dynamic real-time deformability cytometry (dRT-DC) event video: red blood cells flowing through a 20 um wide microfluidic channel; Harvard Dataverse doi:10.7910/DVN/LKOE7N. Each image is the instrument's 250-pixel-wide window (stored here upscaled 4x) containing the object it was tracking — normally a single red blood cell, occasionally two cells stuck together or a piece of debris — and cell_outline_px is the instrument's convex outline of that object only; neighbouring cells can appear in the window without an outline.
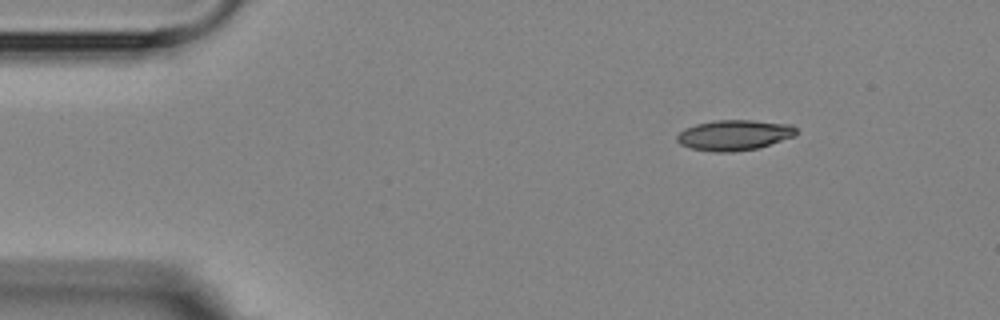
{"species": "Egyptian fruit bat (a non-hibernating species)", "species_latin": "Rousettus aegyptiacus", "temperature_condition": "room temperature", "stored_images_in_passage": 4, "segment_of_instrument_passage": [2, 2], "camera_frame_rate_fps": 3000, "um_per_image_px": 0.085, "animal": {"sex": "female"}, "frame": {"image": 1, "passage_image": 4, "time_ms": 4.667, "image_size_px": [1000, 320], "cell_outline_px": [[796, 136], [760, 148], [732, 152], [716, 152], [692, 148], [680, 144], [676, 140], [676, 136], [684, 128], [696, 124], [712, 120], [752, 120], [792, 124], [796, 128]], "centroid_in_image_um": [62.43, 11.48], "position_along_channel_um": 22.6, "area_um2": 21.39}}